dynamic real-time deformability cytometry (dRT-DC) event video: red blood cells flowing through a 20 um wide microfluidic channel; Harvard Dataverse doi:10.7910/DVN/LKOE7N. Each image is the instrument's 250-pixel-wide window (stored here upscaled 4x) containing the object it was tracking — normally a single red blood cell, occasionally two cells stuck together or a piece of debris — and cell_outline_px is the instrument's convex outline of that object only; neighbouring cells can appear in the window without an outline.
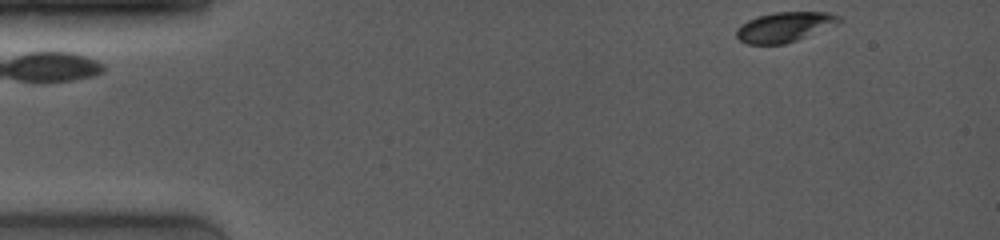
{"species": "common noctule bat (a hibernating species)", "species_latin": "Nyctalus noctula", "temperature_condition": "room temperature", "stored_images_in_passage": 1, "camera_frame_rate_fps": 4000, "um_per_image_px": 0.085, "animal": {"sex": "female", "body_mass_g": 19.0, "forearm_length_mm": 53.3}, "frame": {"image": 1, "passage_image": 1, "time_ms": 0.0, "image_size_px": [1000, 240], "cell_outline_px": [[840, 24], [796, 40], [784, 44], [748, 44], [740, 40], [736, 36], [736, 28], [740, 24], [756, 16], [776, 12], [828, 12], [840, 16]], "centroid_in_image_um": [66.69, 2.29], "position_along_channel_um": 18.3, "area_um2": 17.98}}